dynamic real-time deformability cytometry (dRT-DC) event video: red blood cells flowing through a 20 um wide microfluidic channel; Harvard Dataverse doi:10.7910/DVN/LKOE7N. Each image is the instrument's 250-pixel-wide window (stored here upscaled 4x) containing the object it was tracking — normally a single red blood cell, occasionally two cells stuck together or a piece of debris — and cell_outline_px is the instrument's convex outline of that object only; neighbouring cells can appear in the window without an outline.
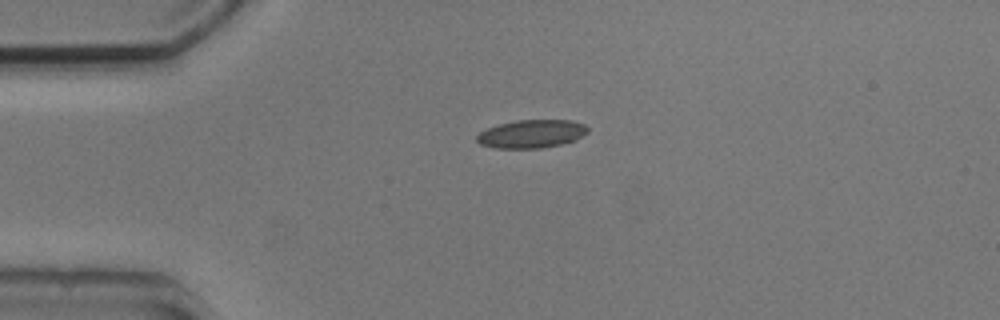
{"species": "common noctule bat (a hibernating species)", "species_latin": "Nyctalus noctula", "temperature_condition": "cold", "stored_images_in_passage": 2, "camera_frame_rate_fps": 3000, "um_per_image_px": 0.085, "animal": {"sex": "male", "body_mass_g": 20.5, "forearm_length_mm": 52.5}, "frame": {"image": 1, "passage_image": 1, "time_ms": 0.0, "image_size_px": [1000, 320], "cell_outline_px": [[588, 132], [576, 140], [544, 148], [496, 148], [480, 144], [476, 140], [476, 136], [480, 132], [488, 128], [500, 124], [516, 120], [572, 120], [584, 124], [588, 128]], "centroid_in_image_um": [45.2, 11.38], "position_along_channel_um": 39.8, "area_um2": 18.21}}